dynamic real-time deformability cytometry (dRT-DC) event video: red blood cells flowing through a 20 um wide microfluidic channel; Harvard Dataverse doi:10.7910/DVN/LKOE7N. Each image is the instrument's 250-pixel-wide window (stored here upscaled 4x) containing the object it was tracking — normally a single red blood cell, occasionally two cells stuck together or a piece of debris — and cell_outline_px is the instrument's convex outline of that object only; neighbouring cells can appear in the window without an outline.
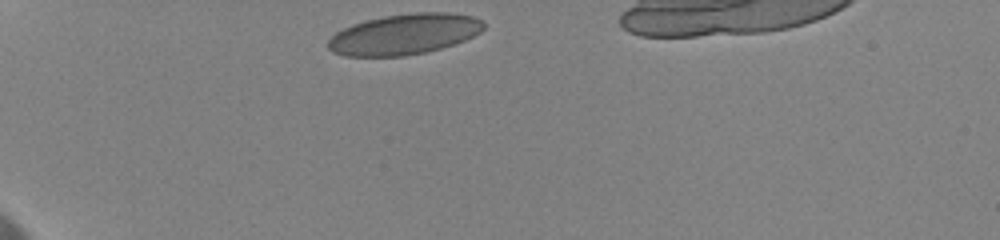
{"species": "human", "species_latin": "Homo sapiens", "temperature_condition": "cold", "stored_images_in_passage": 23, "camera_frame_rate_fps": 3000, "um_per_image_px": 0.085, "donor": {"sex": "female"}, "frame": {"image": 1, "passage_image": 1, "time_ms": 0.0, "image_size_px": [1000, 240], "cell_outline_px": [[484, 28], [480, 32], [464, 40], [440, 48], [424, 52], [404, 56], [344, 56], [332, 52], [328, 48], [328, 40], [336, 32], [352, 24], [384, 16], [416, 12], [448, 12], [472, 16], [480, 20], [484, 24]], "centroid_in_image_um": [34.34, 2.91], "position_along_channel_um": 50.7, "area_um2": 36.59}}
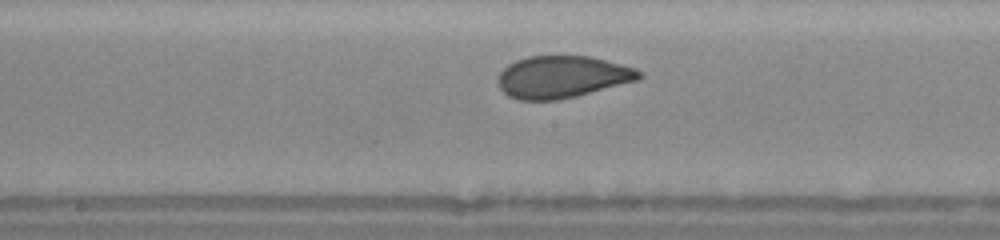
{"frame": {"image": 2, "passage_image": 11, "time_ms": 5.333, "image_size_px": [1000, 240], "cell_outline_px": [[644, 76], [636, 80], [576, 96], [556, 100], [516, 100], [508, 96], [500, 88], [496, 80], [500, 72], [508, 64], [516, 60], [528, 56], [592, 56], [636, 68]], "centroid_in_image_um": [47.75, 6.53], "position_along_channel_um": 200.5, "area_um2": 34.62}}
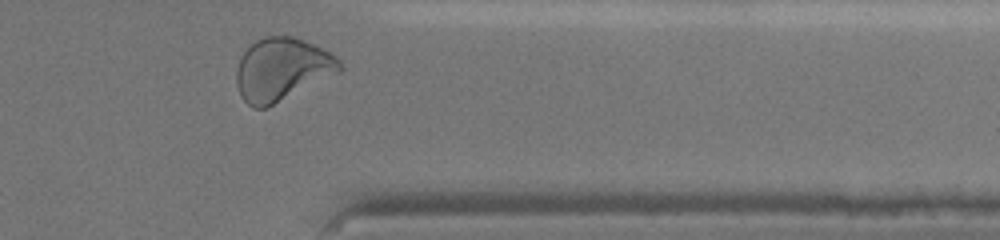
{"frame": {"image": 3, "passage_image": 22, "time_ms": 10.667, "image_size_px": [1000, 240], "cell_outline_px": [[344, 68], [340, 72], [264, 108], [252, 108], [240, 96], [236, 84], [236, 72], [240, 56], [256, 40], [264, 36], [292, 36], [304, 40], [336, 56], [340, 60]], "centroid_in_image_um": [23.94, 5.88], "position_along_channel_um": 387.5, "area_um2": 37.45}, "authors_computed_cell_mechanics": {"area_um2": 35.0846, "velocity_mm_per_s": 3.5192, "shape_relaxation_time_tau1_ms": 6.9988, "shape_relaxation_time_tau2_ms": null, "deformation_change_tau1": 0.1499, "deformation_change_tau2": null}}